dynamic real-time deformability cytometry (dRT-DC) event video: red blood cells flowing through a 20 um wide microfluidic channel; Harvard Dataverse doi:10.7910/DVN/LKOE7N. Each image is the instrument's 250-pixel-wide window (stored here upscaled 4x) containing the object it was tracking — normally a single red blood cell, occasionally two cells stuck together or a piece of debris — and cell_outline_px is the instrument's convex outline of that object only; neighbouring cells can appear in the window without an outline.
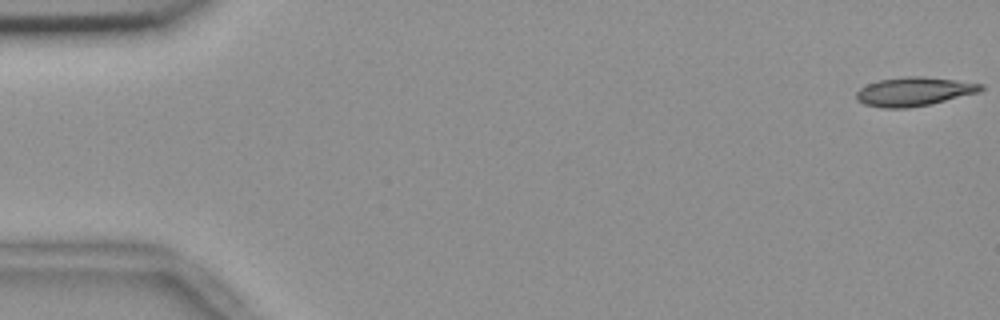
{"species": "common noctule bat (a hibernating species)", "species_latin": "Nyctalus noctula", "temperature_condition": "room temperature", "stored_images_in_passage": 6, "camera_frame_rate_fps": 3000, "um_per_image_px": 0.085, "animal": {"sex": "female", "body_mass_g": 18.4}, "frame": {"image": 1, "passage_image": 1, "time_ms": 0.0, "image_size_px": [1000, 320], "cell_outline_px": [[984, 88], [980, 92], [932, 104], [908, 108], [880, 108], [864, 104], [856, 100], [856, 92], [860, 88], [868, 84], [880, 80], [908, 76], [920, 76], [984, 84]], "centroid_in_image_um": [77.68, 7.8], "position_along_channel_um": 7.3, "area_um2": 20.92}}
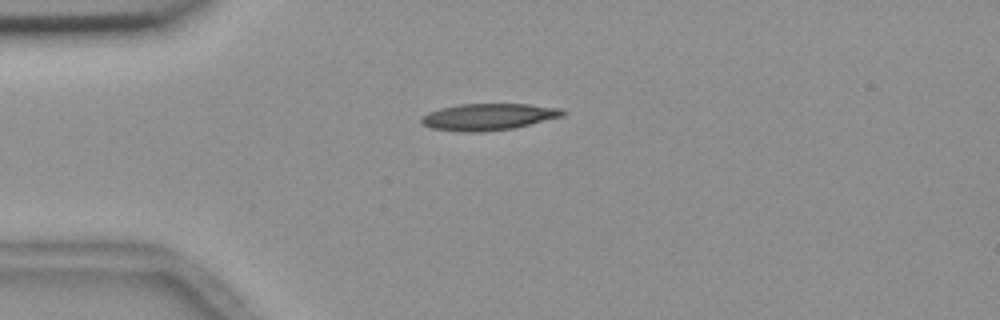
{"frame": {"image": 2, "passage_image": 4, "time_ms": 1.0, "image_size_px": [1000, 320], "cell_outline_px": [[568, 112], [560, 116], [512, 128], [484, 132], [460, 132], [432, 128], [424, 124], [420, 120], [420, 116], [428, 112], [440, 108], [460, 104], [528, 104], [564, 108]], "centroid_in_image_um": [41.48, 9.92], "position_along_channel_um": 43.5, "area_um2": 21.91}}